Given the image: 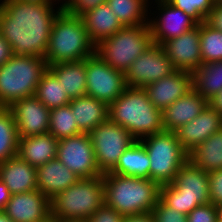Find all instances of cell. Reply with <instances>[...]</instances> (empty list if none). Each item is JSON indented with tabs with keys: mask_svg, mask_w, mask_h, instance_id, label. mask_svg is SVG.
I'll return each mask as SVG.
<instances>
[{
	"mask_svg": "<svg viewBox=\"0 0 222 222\" xmlns=\"http://www.w3.org/2000/svg\"><path fill=\"white\" fill-rule=\"evenodd\" d=\"M56 1L0 0V33L14 55L44 58L53 22L64 9Z\"/></svg>",
	"mask_w": 222,
	"mask_h": 222,
	"instance_id": "cell-1",
	"label": "cell"
},
{
	"mask_svg": "<svg viewBox=\"0 0 222 222\" xmlns=\"http://www.w3.org/2000/svg\"><path fill=\"white\" fill-rule=\"evenodd\" d=\"M108 118L127 129L136 140L164 131L162 110L150 102L140 87H127L109 105Z\"/></svg>",
	"mask_w": 222,
	"mask_h": 222,
	"instance_id": "cell-2",
	"label": "cell"
},
{
	"mask_svg": "<svg viewBox=\"0 0 222 222\" xmlns=\"http://www.w3.org/2000/svg\"><path fill=\"white\" fill-rule=\"evenodd\" d=\"M105 204L120 215L151 212L160 198V185L150 179L113 174L102 175Z\"/></svg>",
	"mask_w": 222,
	"mask_h": 222,
	"instance_id": "cell-3",
	"label": "cell"
},
{
	"mask_svg": "<svg viewBox=\"0 0 222 222\" xmlns=\"http://www.w3.org/2000/svg\"><path fill=\"white\" fill-rule=\"evenodd\" d=\"M96 53L82 17L63 9L53 22L49 44L44 59L47 66L82 61Z\"/></svg>",
	"mask_w": 222,
	"mask_h": 222,
	"instance_id": "cell-4",
	"label": "cell"
},
{
	"mask_svg": "<svg viewBox=\"0 0 222 222\" xmlns=\"http://www.w3.org/2000/svg\"><path fill=\"white\" fill-rule=\"evenodd\" d=\"M48 69L43 57L12 55L0 67V107L34 96L43 73Z\"/></svg>",
	"mask_w": 222,
	"mask_h": 222,
	"instance_id": "cell-5",
	"label": "cell"
},
{
	"mask_svg": "<svg viewBox=\"0 0 222 222\" xmlns=\"http://www.w3.org/2000/svg\"><path fill=\"white\" fill-rule=\"evenodd\" d=\"M160 199L167 206L188 215L195 207L210 203L209 174L188 160L172 183L160 186Z\"/></svg>",
	"mask_w": 222,
	"mask_h": 222,
	"instance_id": "cell-6",
	"label": "cell"
},
{
	"mask_svg": "<svg viewBox=\"0 0 222 222\" xmlns=\"http://www.w3.org/2000/svg\"><path fill=\"white\" fill-rule=\"evenodd\" d=\"M104 203L103 177L81 178L50 200L51 217L86 221Z\"/></svg>",
	"mask_w": 222,
	"mask_h": 222,
	"instance_id": "cell-7",
	"label": "cell"
},
{
	"mask_svg": "<svg viewBox=\"0 0 222 222\" xmlns=\"http://www.w3.org/2000/svg\"><path fill=\"white\" fill-rule=\"evenodd\" d=\"M139 141L150 159V180L160 186L172 183L179 169L189 160V154L179 143L175 132L163 131Z\"/></svg>",
	"mask_w": 222,
	"mask_h": 222,
	"instance_id": "cell-8",
	"label": "cell"
},
{
	"mask_svg": "<svg viewBox=\"0 0 222 222\" xmlns=\"http://www.w3.org/2000/svg\"><path fill=\"white\" fill-rule=\"evenodd\" d=\"M149 24L125 26L96 46L99 55L113 69L125 71L152 44Z\"/></svg>",
	"mask_w": 222,
	"mask_h": 222,
	"instance_id": "cell-9",
	"label": "cell"
},
{
	"mask_svg": "<svg viewBox=\"0 0 222 222\" xmlns=\"http://www.w3.org/2000/svg\"><path fill=\"white\" fill-rule=\"evenodd\" d=\"M89 136L100 171L110 172L119 158L135 141L127 129L112 122L109 118L93 129Z\"/></svg>",
	"mask_w": 222,
	"mask_h": 222,
	"instance_id": "cell-10",
	"label": "cell"
},
{
	"mask_svg": "<svg viewBox=\"0 0 222 222\" xmlns=\"http://www.w3.org/2000/svg\"><path fill=\"white\" fill-rule=\"evenodd\" d=\"M86 95L108 106L128 87L124 72L110 67L96 53L85 58Z\"/></svg>",
	"mask_w": 222,
	"mask_h": 222,
	"instance_id": "cell-11",
	"label": "cell"
},
{
	"mask_svg": "<svg viewBox=\"0 0 222 222\" xmlns=\"http://www.w3.org/2000/svg\"><path fill=\"white\" fill-rule=\"evenodd\" d=\"M152 4L155 7L151 6ZM151 8H155V11ZM149 11V27L152 42L159 45H163L166 41L179 37L184 32L198 25L191 16L172 6L167 0H150Z\"/></svg>",
	"mask_w": 222,
	"mask_h": 222,
	"instance_id": "cell-12",
	"label": "cell"
},
{
	"mask_svg": "<svg viewBox=\"0 0 222 222\" xmlns=\"http://www.w3.org/2000/svg\"><path fill=\"white\" fill-rule=\"evenodd\" d=\"M56 158L80 179L103 175L97 165L94 148L88 133H80L59 140Z\"/></svg>",
	"mask_w": 222,
	"mask_h": 222,
	"instance_id": "cell-13",
	"label": "cell"
},
{
	"mask_svg": "<svg viewBox=\"0 0 222 222\" xmlns=\"http://www.w3.org/2000/svg\"><path fill=\"white\" fill-rule=\"evenodd\" d=\"M176 71L162 45L152 43L125 71L128 87L143 88Z\"/></svg>",
	"mask_w": 222,
	"mask_h": 222,
	"instance_id": "cell-14",
	"label": "cell"
},
{
	"mask_svg": "<svg viewBox=\"0 0 222 222\" xmlns=\"http://www.w3.org/2000/svg\"><path fill=\"white\" fill-rule=\"evenodd\" d=\"M15 120L19 138L48 133L50 110L34 95L8 107Z\"/></svg>",
	"mask_w": 222,
	"mask_h": 222,
	"instance_id": "cell-15",
	"label": "cell"
},
{
	"mask_svg": "<svg viewBox=\"0 0 222 222\" xmlns=\"http://www.w3.org/2000/svg\"><path fill=\"white\" fill-rule=\"evenodd\" d=\"M162 47L176 70L193 73L202 65L200 24L166 41Z\"/></svg>",
	"mask_w": 222,
	"mask_h": 222,
	"instance_id": "cell-16",
	"label": "cell"
},
{
	"mask_svg": "<svg viewBox=\"0 0 222 222\" xmlns=\"http://www.w3.org/2000/svg\"><path fill=\"white\" fill-rule=\"evenodd\" d=\"M13 222H50V200L39 190L11 195L3 211Z\"/></svg>",
	"mask_w": 222,
	"mask_h": 222,
	"instance_id": "cell-17",
	"label": "cell"
},
{
	"mask_svg": "<svg viewBox=\"0 0 222 222\" xmlns=\"http://www.w3.org/2000/svg\"><path fill=\"white\" fill-rule=\"evenodd\" d=\"M220 129H222V114L208 104L192 121L174 132L183 149L189 154Z\"/></svg>",
	"mask_w": 222,
	"mask_h": 222,
	"instance_id": "cell-18",
	"label": "cell"
},
{
	"mask_svg": "<svg viewBox=\"0 0 222 222\" xmlns=\"http://www.w3.org/2000/svg\"><path fill=\"white\" fill-rule=\"evenodd\" d=\"M143 88L150 102L163 111L193 89L192 73L176 70L174 73Z\"/></svg>",
	"mask_w": 222,
	"mask_h": 222,
	"instance_id": "cell-19",
	"label": "cell"
},
{
	"mask_svg": "<svg viewBox=\"0 0 222 222\" xmlns=\"http://www.w3.org/2000/svg\"><path fill=\"white\" fill-rule=\"evenodd\" d=\"M209 102L194 89L180 97L162 111L164 131H176L179 127L192 121Z\"/></svg>",
	"mask_w": 222,
	"mask_h": 222,
	"instance_id": "cell-20",
	"label": "cell"
},
{
	"mask_svg": "<svg viewBox=\"0 0 222 222\" xmlns=\"http://www.w3.org/2000/svg\"><path fill=\"white\" fill-rule=\"evenodd\" d=\"M36 174L38 190L49 200L80 179L57 158L37 167Z\"/></svg>",
	"mask_w": 222,
	"mask_h": 222,
	"instance_id": "cell-21",
	"label": "cell"
},
{
	"mask_svg": "<svg viewBox=\"0 0 222 222\" xmlns=\"http://www.w3.org/2000/svg\"><path fill=\"white\" fill-rule=\"evenodd\" d=\"M0 181L12 195L38 190L36 168L18 156L0 164Z\"/></svg>",
	"mask_w": 222,
	"mask_h": 222,
	"instance_id": "cell-22",
	"label": "cell"
},
{
	"mask_svg": "<svg viewBox=\"0 0 222 222\" xmlns=\"http://www.w3.org/2000/svg\"><path fill=\"white\" fill-rule=\"evenodd\" d=\"M58 140L49 132L19 138L17 156L37 168L57 157Z\"/></svg>",
	"mask_w": 222,
	"mask_h": 222,
	"instance_id": "cell-23",
	"label": "cell"
},
{
	"mask_svg": "<svg viewBox=\"0 0 222 222\" xmlns=\"http://www.w3.org/2000/svg\"><path fill=\"white\" fill-rule=\"evenodd\" d=\"M74 113L78 129L82 133H90L99 124L108 119L109 106L88 95L73 98L69 103Z\"/></svg>",
	"mask_w": 222,
	"mask_h": 222,
	"instance_id": "cell-24",
	"label": "cell"
},
{
	"mask_svg": "<svg viewBox=\"0 0 222 222\" xmlns=\"http://www.w3.org/2000/svg\"><path fill=\"white\" fill-rule=\"evenodd\" d=\"M82 19L90 39L96 46L124 27L107 3L86 12Z\"/></svg>",
	"mask_w": 222,
	"mask_h": 222,
	"instance_id": "cell-25",
	"label": "cell"
},
{
	"mask_svg": "<svg viewBox=\"0 0 222 222\" xmlns=\"http://www.w3.org/2000/svg\"><path fill=\"white\" fill-rule=\"evenodd\" d=\"M48 69L57 77L68 96L78 98L86 95V64L82 61L56 63Z\"/></svg>",
	"mask_w": 222,
	"mask_h": 222,
	"instance_id": "cell-26",
	"label": "cell"
},
{
	"mask_svg": "<svg viewBox=\"0 0 222 222\" xmlns=\"http://www.w3.org/2000/svg\"><path fill=\"white\" fill-rule=\"evenodd\" d=\"M110 173L150 179V159L144 145L135 141L124 151Z\"/></svg>",
	"mask_w": 222,
	"mask_h": 222,
	"instance_id": "cell-27",
	"label": "cell"
},
{
	"mask_svg": "<svg viewBox=\"0 0 222 222\" xmlns=\"http://www.w3.org/2000/svg\"><path fill=\"white\" fill-rule=\"evenodd\" d=\"M189 161L207 173L222 169V129L190 152Z\"/></svg>",
	"mask_w": 222,
	"mask_h": 222,
	"instance_id": "cell-28",
	"label": "cell"
},
{
	"mask_svg": "<svg viewBox=\"0 0 222 222\" xmlns=\"http://www.w3.org/2000/svg\"><path fill=\"white\" fill-rule=\"evenodd\" d=\"M193 89L208 102L222 90V60L202 64L192 73Z\"/></svg>",
	"mask_w": 222,
	"mask_h": 222,
	"instance_id": "cell-29",
	"label": "cell"
},
{
	"mask_svg": "<svg viewBox=\"0 0 222 222\" xmlns=\"http://www.w3.org/2000/svg\"><path fill=\"white\" fill-rule=\"evenodd\" d=\"M149 3L150 0H107L124 27L149 24Z\"/></svg>",
	"mask_w": 222,
	"mask_h": 222,
	"instance_id": "cell-30",
	"label": "cell"
},
{
	"mask_svg": "<svg viewBox=\"0 0 222 222\" xmlns=\"http://www.w3.org/2000/svg\"><path fill=\"white\" fill-rule=\"evenodd\" d=\"M35 96L49 109L66 106L71 102V98L66 90L60 85L57 77L47 69L37 85Z\"/></svg>",
	"mask_w": 222,
	"mask_h": 222,
	"instance_id": "cell-31",
	"label": "cell"
},
{
	"mask_svg": "<svg viewBox=\"0 0 222 222\" xmlns=\"http://www.w3.org/2000/svg\"><path fill=\"white\" fill-rule=\"evenodd\" d=\"M18 143L14 116L9 108L0 107V164L17 156Z\"/></svg>",
	"mask_w": 222,
	"mask_h": 222,
	"instance_id": "cell-32",
	"label": "cell"
},
{
	"mask_svg": "<svg viewBox=\"0 0 222 222\" xmlns=\"http://www.w3.org/2000/svg\"><path fill=\"white\" fill-rule=\"evenodd\" d=\"M48 132L58 141L82 133L69 104L50 110Z\"/></svg>",
	"mask_w": 222,
	"mask_h": 222,
	"instance_id": "cell-33",
	"label": "cell"
},
{
	"mask_svg": "<svg viewBox=\"0 0 222 222\" xmlns=\"http://www.w3.org/2000/svg\"><path fill=\"white\" fill-rule=\"evenodd\" d=\"M200 50L202 64L222 60V31L206 21L200 23Z\"/></svg>",
	"mask_w": 222,
	"mask_h": 222,
	"instance_id": "cell-34",
	"label": "cell"
},
{
	"mask_svg": "<svg viewBox=\"0 0 222 222\" xmlns=\"http://www.w3.org/2000/svg\"><path fill=\"white\" fill-rule=\"evenodd\" d=\"M172 6L184 11L198 24L206 21L214 8V0H167Z\"/></svg>",
	"mask_w": 222,
	"mask_h": 222,
	"instance_id": "cell-35",
	"label": "cell"
},
{
	"mask_svg": "<svg viewBox=\"0 0 222 222\" xmlns=\"http://www.w3.org/2000/svg\"><path fill=\"white\" fill-rule=\"evenodd\" d=\"M154 222H187V215L167 206L160 198L151 210Z\"/></svg>",
	"mask_w": 222,
	"mask_h": 222,
	"instance_id": "cell-36",
	"label": "cell"
},
{
	"mask_svg": "<svg viewBox=\"0 0 222 222\" xmlns=\"http://www.w3.org/2000/svg\"><path fill=\"white\" fill-rule=\"evenodd\" d=\"M187 222H217L216 206L207 203L195 207L188 215Z\"/></svg>",
	"mask_w": 222,
	"mask_h": 222,
	"instance_id": "cell-37",
	"label": "cell"
},
{
	"mask_svg": "<svg viewBox=\"0 0 222 222\" xmlns=\"http://www.w3.org/2000/svg\"><path fill=\"white\" fill-rule=\"evenodd\" d=\"M107 3V0H71L64 9L71 15L82 17L99 5Z\"/></svg>",
	"mask_w": 222,
	"mask_h": 222,
	"instance_id": "cell-38",
	"label": "cell"
},
{
	"mask_svg": "<svg viewBox=\"0 0 222 222\" xmlns=\"http://www.w3.org/2000/svg\"><path fill=\"white\" fill-rule=\"evenodd\" d=\"M209 197L210 203L222 204V169L209 172Z\"/></svg>",
	"mask_w": 222,
	"mask_h": 222,
	"instance_id": "cell-39",
	"label": "cell"
},
{
	"mask_svg": "<svg viewBox=\"0 0 222 222\" xmlns=\"http://www.w3.org/2000/svg\"><path fill=\"white\" fill-rule=\"evenodd\" d=\"M123 215L105 203L86 221L87 222H123Z\"/></svg>",
	"mask_w": 222,
	"mask_h": 222,
	"instance_id": "cell-40",
	"label": "cell"
},
{
	"mask_svg": "<svg viewBox=\"0 0 222 222\" xmlns=\"http://www.w3.org/2000/svg\"><path fill=\"white\" fill-rule=\"evenodd\" d=\"M206 22L213 28L222 31V4H215Z\"/></svg>",
	"mask_w": 222,
	"mask_h": 222,
	"instance_id": "cell-41",
	"label": "cell"
},
{
	"mask_svg": "<svg viewBox=\"0 0 222 222\" xmlns=\"http://www.w3.org/2000/svg\"><path fill=\"white\" fill-rule=\"evenodd\" d=\"M13 55L11 46L0 33V67Z\"/></svg>",
	"mask_w": 222,
	"mask_h": 222,
	"instance_id": "cell-42",
	"label": "cell"
},
{
	"mask_svg": "<svg viewBox=\"0 0 222 222\" xmlns=\"http://www.w3.org/2000/svg\"><path fill=\"white\" fill-rule=\"evenodd\" d=\"M123 222H154L151 212L128 215L123 217Z\"/></svg>",
	"mask_w": 222,
	"mask_h": 222,
	"instance_id": "cell-43",
	"label": "cell"
},
{
	"mask_svg": "<svg viewBox=\"0 0 222 222\" xmlns=\"http://www.w3.org/2000/svg\"><path fill=\"white\" fill-rule=\"evenodd\" d=\"M11 193L6 185L0 181V212H3L6 204L10 200Z\"/></svg>",
	"mask_w": 222,
	"mask_h": 222,
	"instance_id": "cell-44",
	"label": "cell"
},
{
	"mask_svg": "<svg viewBox=\"0 0 222 222\" xmlns=\"http://www.w3.org/2000/svg\"><path fill=\"white\" fill-rule=\"evenodd\" d=\"M209 104L222 114V90L209 101Z\"/></svg>",
	"mask_w": 222,
	"mask_h": 222,
	"instance_id": "cell-45",
	"label": "cell"
},
{
	"mask_svg": "<svg viewBox=\"0 0 222 222\" xmlns=\"http://www.w3.org/2000/svg\"><path fill=\"white\" fill-rule=\"evenodd\" d=\"M50 222H87L84 220L62 219L59 217H50Z\"/></svg>",
	"mask_w": 222,
	"mask_h": 222,
	"instance_id": "cell-46",
	"label": "cell"
},
{
	"mask_svg": "<svg viewBox=\"0 0 222 222\" xmlns=\"http://www.w3.org/2000/svg\"><path fill=\"white\" fill-rule=\"evenodd\" d=\"M217 222H222V204L216 205Z\"/></svg>",
	"mask_w": 222,
	"mask_h": 222,
	"instance_id": "cell-47",
	"label": "cell"
},
{
	"mask_svg": "<svg viewBox=\"0 0 222 222\" xmlns=\"http://www.w3.org/2000/svg\"><path fill=\"white\" fill-rule=\"evenodd\" d=\"M0 222H13L4 212H0Z\"/></svg>",
	"mask_w": 222,
	"mask_h": 222,
	"instance_id": "cell-48",
	"label": "cell"
},
{
	"mask_svg": "<svg viewBox=\"0 0 222 222\" xmlns=\"http://www.w3.org/2000/svg\"><path fill=\"white\" fill-rule=\"evenodd\" d=\"M71 0H57L58 3L64 8Z\"/></svg>",
	"mask_w": 222,
	"mask_h": 222,
	"instance_id": "cell-49",
	"label": "cell"
},
{
	"mask_svg": "<svg viewBox=\"0 0 222 222\" xmlns=\"http://www.w3.org/2000/svg\"><path fill=\"white\" fill-rule=\"evenodd\" d=\"M215 4H222V0H214Z\"/></svg>",
	"mask_w": 222,
	"mask_h": 222,
	"instance_id": "cell-50",
	"label": "cell"
}]
</instances>
